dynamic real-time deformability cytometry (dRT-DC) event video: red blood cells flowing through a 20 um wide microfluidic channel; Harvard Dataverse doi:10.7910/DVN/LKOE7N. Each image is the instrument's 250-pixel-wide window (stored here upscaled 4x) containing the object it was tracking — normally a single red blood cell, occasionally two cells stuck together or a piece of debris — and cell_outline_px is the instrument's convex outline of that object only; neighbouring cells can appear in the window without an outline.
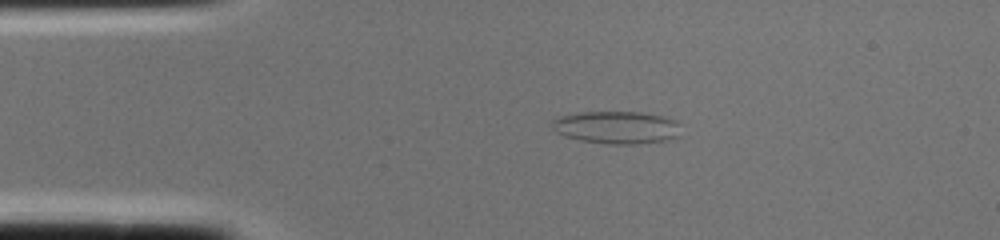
{"species": "common noctule bat (a hibernating species)", "species_latin": "Nyctalus noctula", "temperature_condition": "cold", "stored_images_in_passage": 1, "camera_frame_rate_fps": 3000, "um_per_image_px": 0.085, "animal": {"sex": "female", "body_mass_g": 22.0, "forearm_length_mm": 56.7}, "frame": {"image": 1, "passage_image": 1, "time_ms": 0.0, "image_size_px": [1000, 240], "cell_outline_px": [[680, 136], [664, 140], [640, 144], [608, 144], [580, 140], [564, 136], [556, 132], [548, 124], [552, 120], [560, 116], [580, 112], [640, 112], [664, 116], [676, 120], [680, 124]], "centroid_in_image_um": [52.41, 10.83], "position_along_channel_um": 32.6, "area_um2": 24.8}}